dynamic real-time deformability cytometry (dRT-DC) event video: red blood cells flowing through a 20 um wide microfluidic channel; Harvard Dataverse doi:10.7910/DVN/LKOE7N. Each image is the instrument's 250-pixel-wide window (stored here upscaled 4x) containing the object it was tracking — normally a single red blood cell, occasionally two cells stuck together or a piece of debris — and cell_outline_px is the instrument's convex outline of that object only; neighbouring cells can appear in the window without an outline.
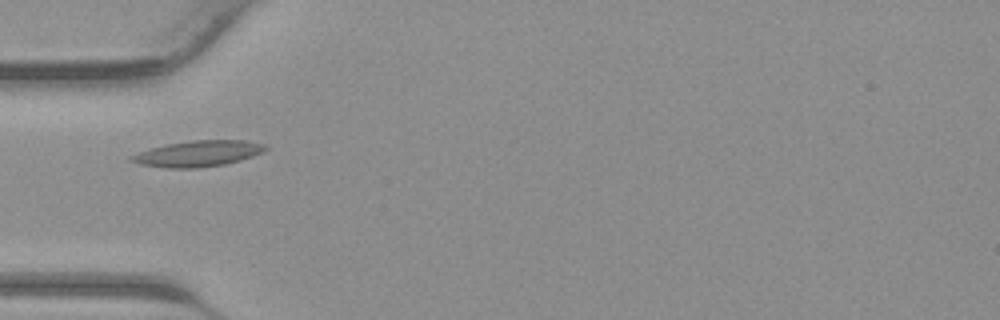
{"species": "common noctule bat (a hibernating species)", "species_latin": "Nyctalus noctula", "temperature_condition": "warm", "stored_images_in_passage": 30, "camera_frame_rate_fps": 3000, "um_per_image_px": 0.085, "animal": {"sex": "male", "body_mass_g": 23.1, "forearm_length_mm": 52.7}, "frame": {"image": 1, "passage_image": 2, "time_ms": 0.333, "image_size_px": [1000, 320], "cell_outline_px": [[268, 148], [264, 152], [240, 160], [224, 164], [196, 168], [168, 168], [140, 164], [128, 160], [128, 156], [164, 144], [192, 140], [244, 140], [264, 144]], "centroid_in_image_um": [16.82, 13.05], "position_along_channel_um": 68.2, "area_um2": 20.23}}
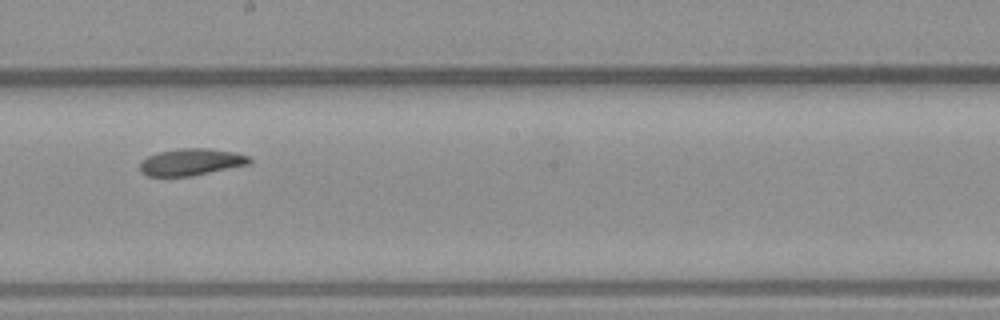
{"frame": {"image": 2, "passage_image": 12, "time_ms": 3.667, "image_size_px": [1000, 320], "cell_outline_px": [[252, 164], [192, 176], [148, 176], [140, 172], [140, 164], [148, 156], [160, 152], [180, 148], [208, 148], [236, 152], [248, 156], [252, 160]], "centroid_in_image_um": [16.3, 13.77], "position_along_channel_um": 231.9, "area_um2": 17.22}}
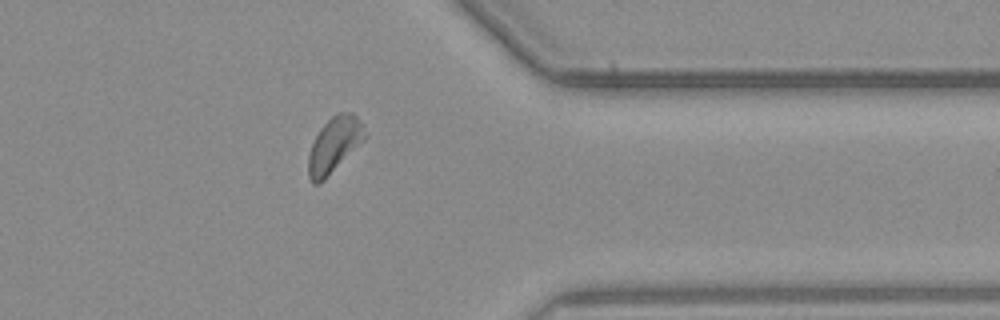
{"frame": {"image": 3, "passage_image": 22, "time_ms": 7.0, "image_size_px": [1000, 320], "cell_outline_px": [[364, 140], [320, 184], [312, 184], [308, 176], [308, 156], [312, 144], [320, 128], [336, 112], [352, 112], [356, 116], [360, 124], [364, 136]], "centroid_in_image_um": [28.35, 12.34], "position_along_channel_um": 383.0, "area_um2": 17.8}}